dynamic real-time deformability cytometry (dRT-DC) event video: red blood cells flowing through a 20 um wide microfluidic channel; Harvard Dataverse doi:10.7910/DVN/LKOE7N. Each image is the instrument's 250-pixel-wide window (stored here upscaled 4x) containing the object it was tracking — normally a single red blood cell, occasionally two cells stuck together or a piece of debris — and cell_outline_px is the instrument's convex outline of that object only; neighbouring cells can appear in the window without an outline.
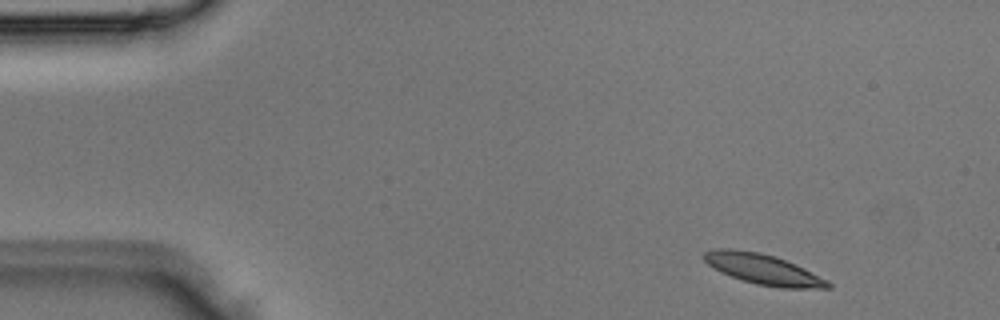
{"species": "Egyptian fruit bat (a non-hibernating species)", "species_latin": "Rousettus aegyptiacus", "temperature_condition": "room temperature", "stored_images_in_passage": 4, "segment_of_instrument_passage": [1, 2], "camera_frame_rate_fps": 3000, "um_per_image_px": 0.085, "animal": {"sex": "male"}, "frame": {"image": 1, "passage_image": 1, "time_ms": 0.0, "image_size_px": [1000, 320], "cell_outline_px": [[832, 288], [780, 288], [756, 284], [720, 272], [708, 264], [700, 256], [704, 252], [716, 248], [732, 248], [760, 252], [776, 256], [796, 264], [828, 280], [832, 284]], "centroid_in_image_um": [64.86, 22.87], "position_along_channel_um": 20.1, "area_um2": 22.14}}